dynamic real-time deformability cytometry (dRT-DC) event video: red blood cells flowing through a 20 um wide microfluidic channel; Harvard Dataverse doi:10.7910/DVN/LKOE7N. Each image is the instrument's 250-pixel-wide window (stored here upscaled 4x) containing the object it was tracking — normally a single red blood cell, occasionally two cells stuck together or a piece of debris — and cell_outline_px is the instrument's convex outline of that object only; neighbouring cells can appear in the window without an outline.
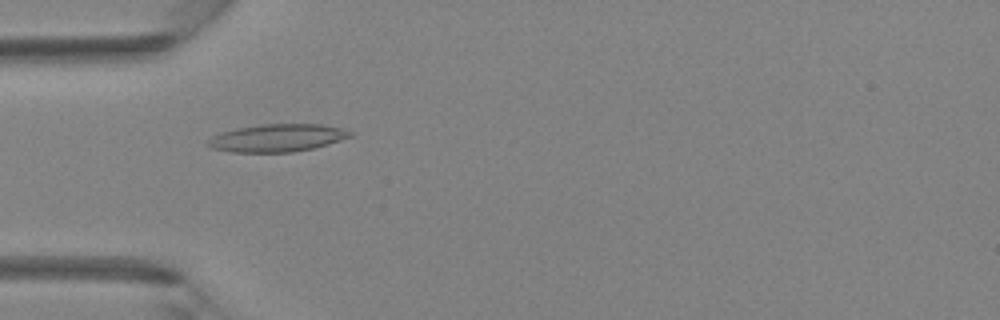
{"species": "Egyptian fruit bat (a non-hibernating species)", "species_latin": "Rousettus aegyptiacus", "temperature_condition": "room temperature", "stored_images_in_passage": 2, "camera_frame_rate_fps": 3000, "um_per_image_px": 0.085, "animal": {"sex": "female"}, "frame": {"image": 1, "passage_image": 2, "time_ms": 1.0, "image_size_px": [1000, 320], "cell_outline_px": [[352, 136], [328, 144], [312, 148], [292, 152], [232, 152], [212, 148], [208, 144], [208, 140], [212, 136], [220, 132], [236, 128], [260, 124], [320, 124], [340, 128], [352, 132]], "centroid_in_image_um": [23.54, 11.72], "position_along_channel_um": 61.5, "area_um2": 22.77}}